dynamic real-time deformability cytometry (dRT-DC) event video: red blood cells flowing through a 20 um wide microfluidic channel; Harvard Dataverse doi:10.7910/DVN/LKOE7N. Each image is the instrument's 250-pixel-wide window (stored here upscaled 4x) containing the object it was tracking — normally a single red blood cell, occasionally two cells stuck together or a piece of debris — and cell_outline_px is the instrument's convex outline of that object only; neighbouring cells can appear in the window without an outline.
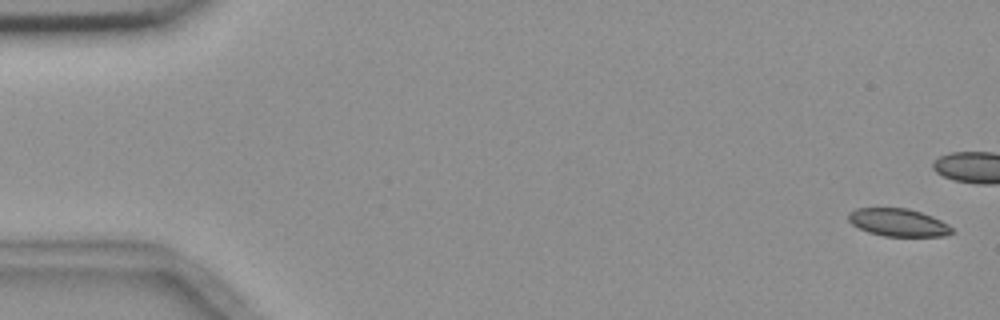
{"species": "common noctule bat (a hibernating species)", "species_latin": "Nyctalus noctula", "temperature_condition": "room temperature", "stored_images_in_passage": 7, "camera_frame_rate_fps": 3000, "um_per_image_px": 0.085, "animal": {"sex": "female", "body_mass_g": 18.4}, "frame": {"image": 1, "passage_image": 1, "time_ms": 0.0, "image_size_px": [1000, 320], "cell_outline_px": [[956, 232], [944, 236], [884, 236], [868, 232], [852, 224], [848, 220], [848, 212], [856, 208], [908, 208], [932, 216], [948, 224]], "centroid_in_image_um": [76.35, 18.91], "position_along_channel_um": 8.6, "area_um2": 16.76}}